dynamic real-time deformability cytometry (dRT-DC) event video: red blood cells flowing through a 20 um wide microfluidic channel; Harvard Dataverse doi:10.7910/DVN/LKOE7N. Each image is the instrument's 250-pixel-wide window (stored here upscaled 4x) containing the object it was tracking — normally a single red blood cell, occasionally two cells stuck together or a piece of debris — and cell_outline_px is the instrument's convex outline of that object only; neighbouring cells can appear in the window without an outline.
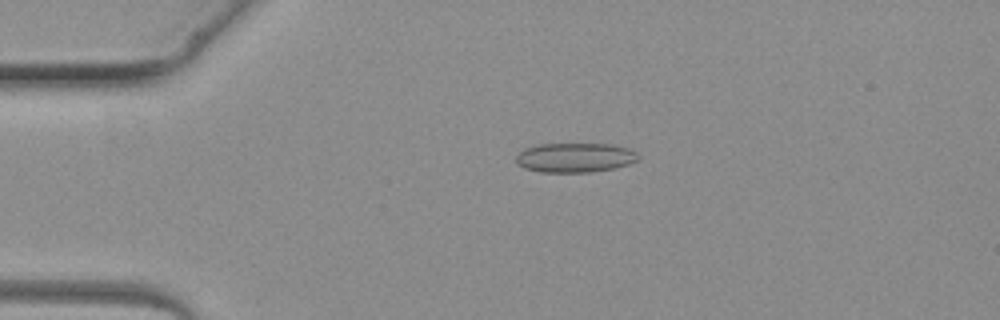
{"species": "common noctule bat (a hibernating species)", "species_latin": "Nyctalus noctula", "temperature_condition": "warm", "stored_images_in_passage": 5, "camera_frame_rate_fps": 3000, "um_per_image_px": 0.085, "animal": {"sex": "female", "body_mass_g": 19.3, "forearm_length_mm": 54.1}, "frame": {"image": 1, "passage_image": 3, "time_ms": 2.333, "image_size_px": [1000, 320], "cell_outline_px": [[640, 160], [616, 168], [588, 172], [540, 172], [524, 168], [516, 160], [516, 156], [524, 148], [536, 144], [612, 144], [632, 148], [640, 156]], "centroid_in_image_um": [48.93, 13.39], "position_along_channel_um": 36.1, "area_um2": 21.21}}
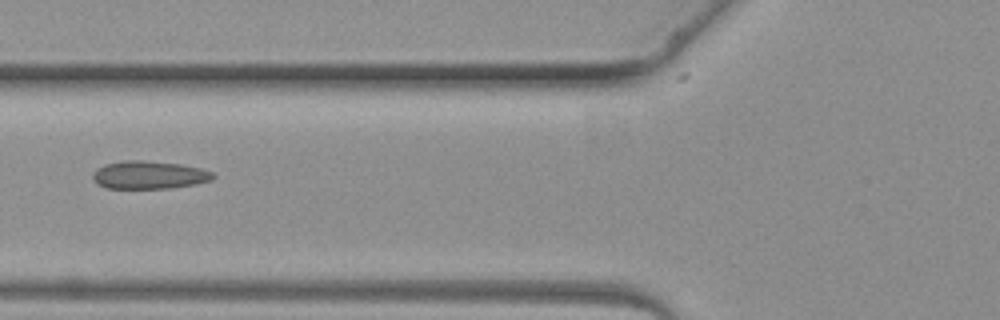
{"frame": {"image": 2, "passage_image": 5, "time_ms": 4.667, "image_size_px": [1000, 320], "cell_outline_px": [[216, 176], [212, 180], [196, 184], [172, 188], [104, 188], [96, 184], [92, 180], [92, 172], [96, 168], [104, 164], [124, 160], [144, 160], [180, 164], [200, 168], [212, 172]], "centroid_in_image_um": [12.63, 14.87], "position_along_channel_um": 113.2, "area_um2": 19.88}}